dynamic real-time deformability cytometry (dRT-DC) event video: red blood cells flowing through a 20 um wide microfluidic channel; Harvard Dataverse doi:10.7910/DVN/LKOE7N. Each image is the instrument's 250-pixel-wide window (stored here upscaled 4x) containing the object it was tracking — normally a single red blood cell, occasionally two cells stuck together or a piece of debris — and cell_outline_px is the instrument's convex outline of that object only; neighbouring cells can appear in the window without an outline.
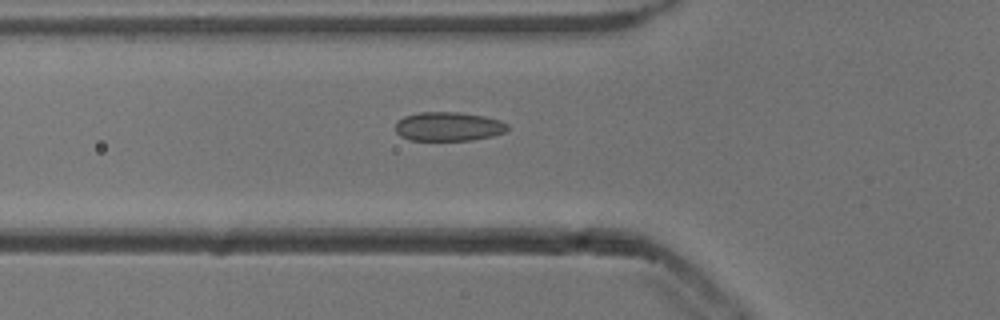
{"species": "common noctule bat (a hibernating species)", "species_latin": "Nyctalus noctula", "temperature_condition": "cold", "stored_images_in_passage": 38, "camera_frame_rate_fps": 3000, "um_per_image_px": 0.085, "animal": {"sex": "male", "body_mass_g": 13.3}, "frame": {"image": 1, "passage_image": 2, "time_ms": 0.333, "image_size_px": [1000, 320], "cell_outline_px": [[508, 128], [504, 132], [492, 136], [472, 140], [408, 140], [400, 136], [396, 132], [396, 124], [404, 116], [420, 112], [460, 112], [484, 116], [500, 120], [508, 124]], "centroid_in_image_um": [38.12, 10.75], "position_along_channel_um": 87.7, "area_um2": 18.96}}
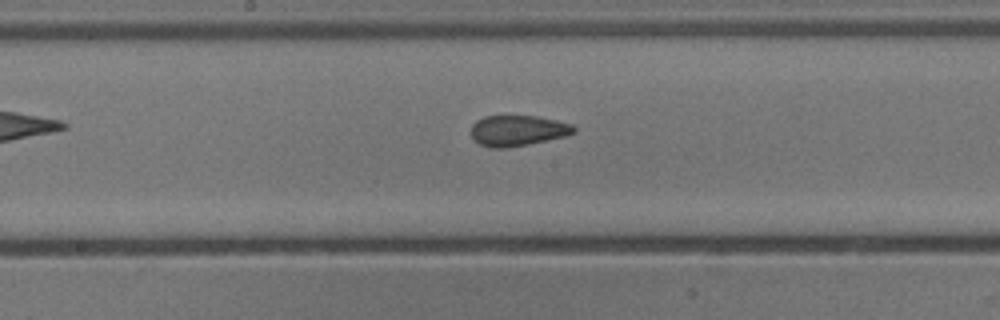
{"frame": {"image": 2, "passage_image": 11, "time_ms": 3.333, "image_size_px": [1000, 320], "cell_outline_px": [[576, 132], [564, 136], [504, 148], [492, 148], [480, 144], [472, 136], [472, 124], [476, 120], [484, 116], [536, 116], [556, 120], [572, 124], [576, 128]], "centroid_in_image_um": [44.0, 11.08], "position_along_channel_um": 204.2, "area_um2": 18.03}}
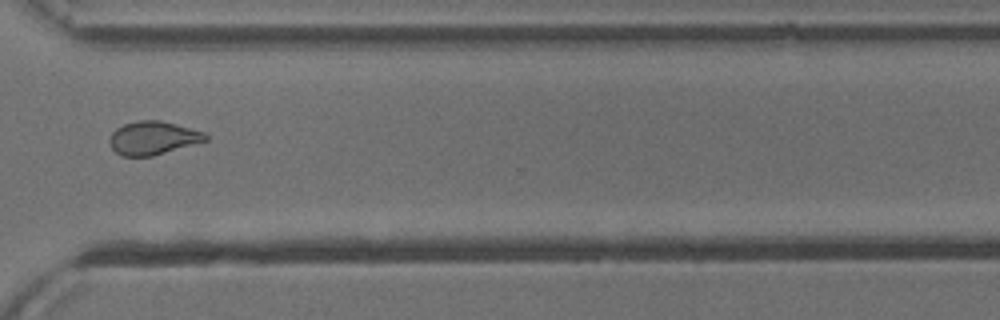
{"frame": {"image": 3, "passage_image": 23, "time_ms": 7.333, "image_size_px": [1000, 320], "cell_outline_px": [[208, 140], [152, 156], [124, 156], [116, 152], [112, 148], [108, 140], [112, 132], [116, 128], [124, 124], [140, 120], [160, 120], [176, 124], [204, 132], [208, 136]], "centroid_in_image_um": [12.99, 11.72], "position_along_channel_um": 357.6, "area_um2": 18.55}}